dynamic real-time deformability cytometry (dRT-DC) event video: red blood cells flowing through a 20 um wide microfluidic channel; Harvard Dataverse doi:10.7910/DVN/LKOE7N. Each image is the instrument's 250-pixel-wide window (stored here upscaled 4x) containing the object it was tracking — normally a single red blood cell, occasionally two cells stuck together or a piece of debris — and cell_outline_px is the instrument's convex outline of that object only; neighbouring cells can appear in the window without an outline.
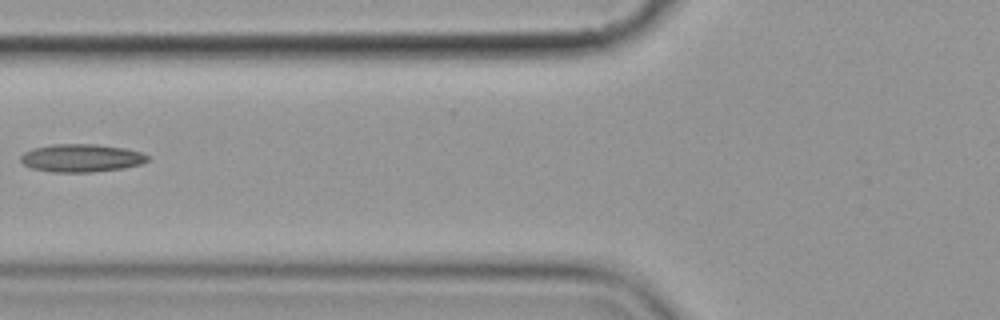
{"species": "common noctule bat (a hibernating species)", "species_latin": "Nyctalus noctula", "temperature_condition": "cold", "stored_images_in_passage": 7, "camera_frame_rate_fps": 3000, "um_per_image_px": 0.085, "animal": {"sex": "female", "body_mass_g": 19.9}, "frame": {"image": 1, "passage_image": 7, "time_ms": 7.0, "image_size_px": [1000, 320], "cell_outline_px": [[148, 160], [140, 164], [124, 168], [92, 172], [52, 172], [32, 168], [24, 164], [20, 160], [20, 156], [24, 152], [32, 148], [52, 144], [96, 144], [124, 148], [140, 152], [148, 156]], "centroid_in_image_um": [6.88, 13.43], "position_along_channel_um": 118.9, "area_um2": 20.63}}